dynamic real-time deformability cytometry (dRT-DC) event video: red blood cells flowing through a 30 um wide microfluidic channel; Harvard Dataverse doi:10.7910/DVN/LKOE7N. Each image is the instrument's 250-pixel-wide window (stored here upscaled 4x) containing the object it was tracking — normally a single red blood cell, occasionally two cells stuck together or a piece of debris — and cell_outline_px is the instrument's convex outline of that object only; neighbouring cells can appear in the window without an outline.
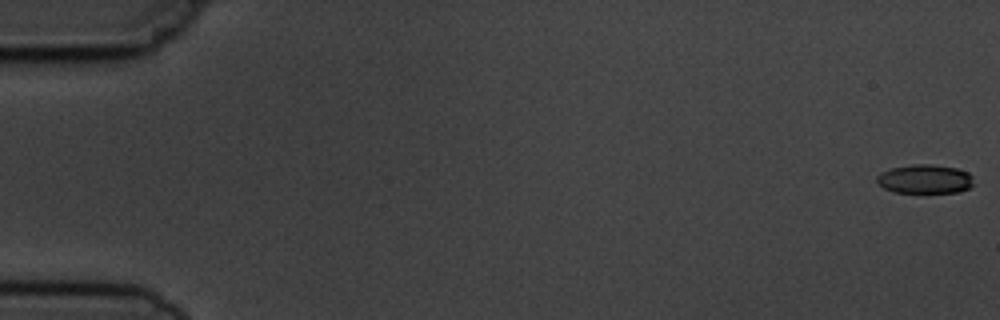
{"species": "common noctule bat (a hibernating species)", "species_latin": "Nyctalus noctula", "temperature_condition": "cold", "stored_images_in_passage": 6, "camera_frame_rate_fps": 3000, "um_per_image_px": 0.085, "animal": {"sex": "male", "body_mass_g": 19.5, "forearm_length_mm": 54.6}, "frame": {"image": 1, "passage_image": 1, "time_ms": 0.0, "image_size_px": [1000, 320], "cell_outline_px": [[972, 184], [968, 188], [960, 192], [892, 192], [884, 188], [876, 180], [876, 176], [880, 172], [892, 168], [912, 164], [932, 164], [956, 168], [968, 172], [972, 176]], "centroid_in_image_um": [78.6, 15.21], "position_along_channel_um": 6.4, "area_um2": 16.3}}
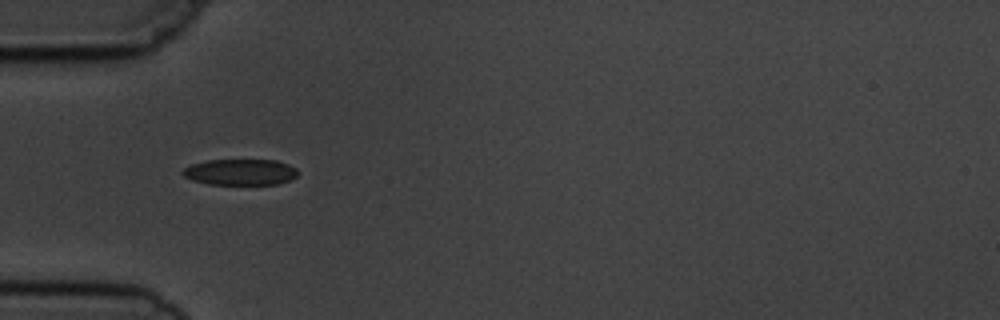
{"frame": {"image": 2, "passage_image": 5, "time_ms": 5.667, "image_size_px": [1000, 320], "cell_outline_px": [[296, 176], [280, 184], [208, 184], [192, 180], [184, 176], [180, 172], [184, 168], [192, 164], [208, 160], [276, 160], [288, 164], [296, 168]], "centroid_in_image_um": [20.4, 14.62], "position_along_channel_um": 64.6, "area_um2": 17.4}}
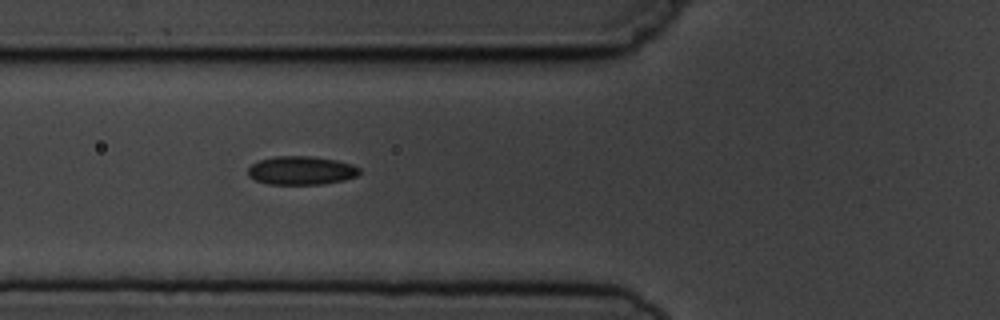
{"frame": {"image": 3, "passage_image": 6, "time_ms": 6.667, "image_size_px": [1000, 320], "cell_outline_px": [[360, 172], [356, 176], [344, 180], [324, 184], [268, 184], [256, 180], [248, 176], [248, 168], [252, 164], [260, 160], [276, 156], [312, 156], [336, 160], [352, 164], [360, 168]], "centroid_in_image_um": [25.61, 14.49], "position_along_channel_um": 100.2, "area_um2": 18.55}}